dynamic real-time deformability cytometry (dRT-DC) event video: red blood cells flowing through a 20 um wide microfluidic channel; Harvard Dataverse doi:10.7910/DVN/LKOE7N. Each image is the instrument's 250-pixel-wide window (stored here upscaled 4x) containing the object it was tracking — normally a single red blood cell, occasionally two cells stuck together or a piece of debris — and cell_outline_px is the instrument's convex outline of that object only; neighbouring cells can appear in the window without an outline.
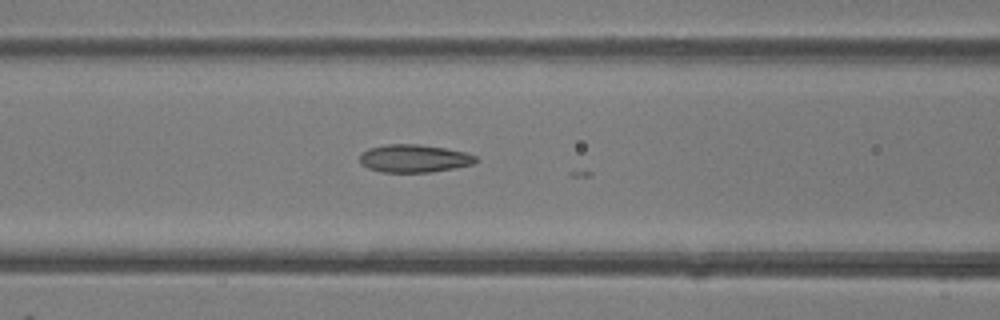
{"species": "common noctule bat (a hibernating species)", "species_latin": "Nyctalus noctula", "temperature_condition": "room temperature", "stored_images_in_passage": 10, "camera_frame_rate_fps": 3000, "um_per_image_px": 0.085, "animal": {"sex": "female"}, "frame": {"image": 1, "passage_image": 6, "time_ms": 1.667, "image_size_px": [1000, 320], "cell_outline_px": [[480, 160], [472, 164], [456, 168], [432, 172], [380, 172], [368, 168], [360, 164], [360, 152], [368, 148], [388, 144], [420, 144], [468, 152], [476, 156]], "centroid_in_image_um": [35.21, 13.47], "position_along_channel_um": 131.4, "area_um2": 19.13}}
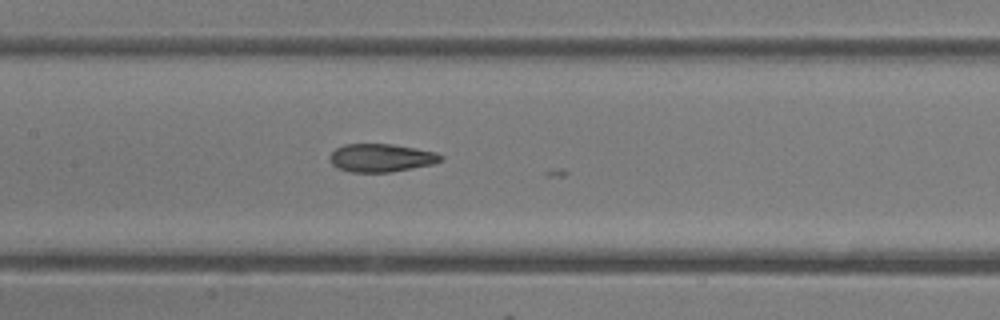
{"frame": {"image": 2, "passage_image": 9, "time_ms": 2.667, "image_size_px": [1000, 320], "cell_outline_px": [[444, 160], [432, 164], [388, 172], [352, 172], [336, 168], [328, 160], [328, 156], [336, 148], [344, 144], [392, 144], [416, 148], [436, 152], [444, 156]], "centroid_in_image_um": [32.37, 13.41], "position_along_channel_um": 175.0, "area_um2": 18.26}}